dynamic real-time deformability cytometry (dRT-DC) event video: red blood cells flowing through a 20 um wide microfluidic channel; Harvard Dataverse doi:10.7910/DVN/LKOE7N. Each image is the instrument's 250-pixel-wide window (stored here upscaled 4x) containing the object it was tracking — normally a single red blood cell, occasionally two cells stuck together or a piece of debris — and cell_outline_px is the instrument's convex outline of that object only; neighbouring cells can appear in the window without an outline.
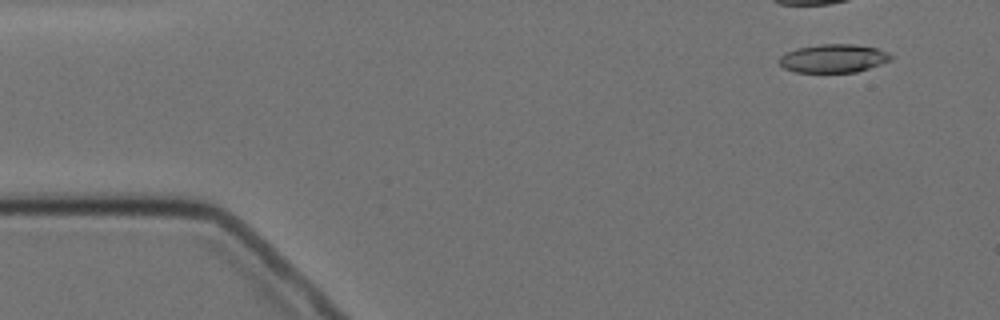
{"species": "Egyptian fruit bat (a non-hibernating species)", "species_latin": "Rousettus aegyptiacus", "temperature_condition": "cold", "stored_images_in_passage": 5, "camera_frame_rate_fps": 3000, "um_per_image_px": 0.085, "animal": {"sex": "female"}, "frame": {"image": 1, "passage_image": 1, "time_ms": 0.0, "image_size_px": [1000, 320], "cell_outline_px": [[892, 56], [888, 60], [880, 64], [856, 72], [796, 72], [784, 68], [780, 64], [780, 56], [796, 48], [820, 44], [852, 44], [876, 48], [888, 52]], "centroid_in_image_um": [70.82, 4.96], "position_along_channel_um": 14.2, "area_um2": 18.21}}